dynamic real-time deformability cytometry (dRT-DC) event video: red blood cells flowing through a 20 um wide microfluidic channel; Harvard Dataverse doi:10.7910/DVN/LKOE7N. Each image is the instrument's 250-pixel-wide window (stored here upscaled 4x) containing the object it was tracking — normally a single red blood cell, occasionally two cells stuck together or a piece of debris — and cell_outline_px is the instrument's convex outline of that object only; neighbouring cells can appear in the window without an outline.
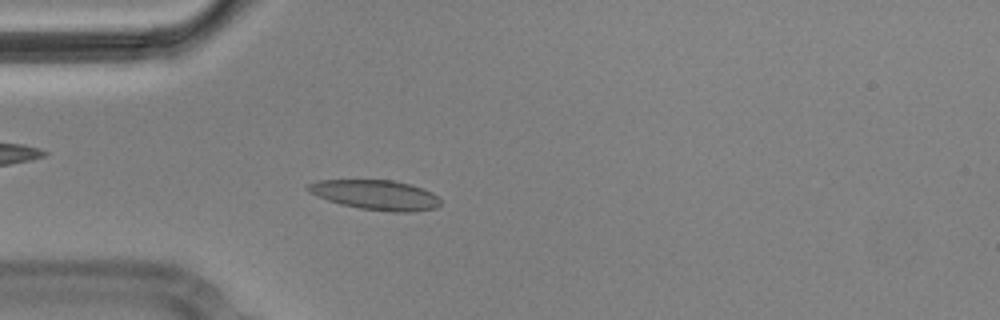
{"species": "Egyptian fruit bat (a non-hibernating species)", "species_latin": "Rousettus aegyptiacus", "temperature_condition": "cold", "stored_images_in_passage": 5, "camera_frame_rate_fps": 3000, "um_per_image_px": 0.085, "animal": {"sex": "male"}, "frame": {"image": 1, "passage_image": 5, "time_ms": 1.333, "image_size_px": [1000, 320], "cell_outline_px": [[440, 204], [436, 208], [412, 212], [392, 212], [360, 208], [340, 204], [316, 196], [308, 192], [304, 188], [308, 184], [320, 180], [392, 180], [424, 188], [440, 196]], "centroid_in_image_um": [31.94, 16.57], "position_along_channel_um": 53.1, "area_um2": 23.18}}